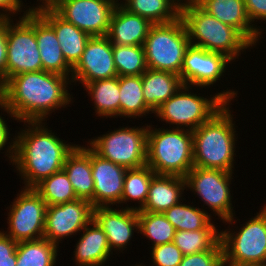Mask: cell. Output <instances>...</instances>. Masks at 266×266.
Returning a JSON list of instances; mask_svg holds the SVG:
<instances>
[{"instance_id":"obj_46","label":"cell","mask_w":266,"mask_h":266,"mask_svg":"<svg viewBox=\"0 0 266 266\" xmlns=\"http://www.w3.org/2000/svg\"><path fill=\"white\" fill-rule=\"evenodd\" d=\"M225 266H262V265H225Z\"/></svg>"},{"instance_id":"obj_6","label":"cell","mask_w":266,"mask_h":266,"mask_svg":"<svg viewBox=\"0 0 266 266\" xmlns=\"http://www.w3.org/2000/svg\"><path fill=\"white\" fill-rule=\"evenodd\" d=\"M190 40V45L210 52L226 55L233 62L253 45L235 28L224 24L204 11L196 2L180 15Z\"/></svg>"},{"instance_id":"obj_34","label":"cell","mask_w":266,"mask_h":266,"mask_svg":"<svg viewBox=\"0 0 266 266\" xmlns=\"http://www.w3.org/2000/svg\"><path fill=\"white\" fill-rule=\"evenodd\" d=\"M138 220L139 233L150 240V247L173 242L176 230L163 213L138 211Z\"/></svg>"},{"instance_id":"obj_7","label":"cell","mask_w":266,"mask_h":266,"mask_svg":"<svg viewBox=\"0 0 266 266\" xmlns=\"http://www.w3.org/2000/svg\"><path fill=\"white\" fill-rule=\"evenodd\" d=\"M260 206L245 224L236 229H230L237 223V217H232L222 223L227 228L220 230V241L223 248L225 265H262L266 266V203ZM233 224V225H232Z\"/></svg>"},{"instance_id":"obj_41","label":"cell","mask_w":266,"mask_h":266,"mask_svg":"<svg viewBox=\"0 0 266 266\" xmlns=\"http://www.w3.org/2000/svg\"><path fill=\"white\" fill-rule=\"evenodd\" d=\"M2 115H4V114H2V112H1V114H0V152H1V150L5 149V152H3V153L5 154V156H7L8 160L10 161L9 165H11L13 162V157H14V143H15V141H14V136H13V138L10 137L13 134H10V129L8 128V123L6 122L7 120ZM9 139H10V141H9Z\"/></svg>"},{"instance_id":"obj_9","label":"cell","mask_w":266,"mask_h":266,"mask_svg":"<svg viewBox=\"0 0 266 266\" xmlns=\"http://www.w3.org/2000/svg\"><path fill=\"white\" fill-rule=\"evenodd\" d=\"M114 129L88 139L87 144L102 158L127 169L146 166L148 123Z\"/></svg>"},{"instance_id":"obj_15","label":"cell","mask_w":266,"mask_h":266,"mask_svg":"<svg viewBox=\"0 0 266 266\" xmlns=\"http://www.w3.org/2000/svg\"><path fill=\"white\" fill-rule=\"evenodd\" d=\"M232 63L224 54L190 45L184 55L180 78L184 85L198 89L210 88L224 78V73Z\"/></svg>"},{"instance_id":"obj_32","label":"cell","mask_w":266,"mask_h":266,"mask_svg":"<svg viewBox=\"0 0 266 266\" xmlns=\"http://www.w3.org/2000/svg\"><path fill=\"white\" fill-rule=\"evenodd\" d=\"M123 8L148 19L152 24L171 23L181 13L167 0H120Z\"/></svg>"},{"instance_id":"obj_2","label":"cell","mask_w":266,"mask_h":266,"mask_svg":"<svg viewBox=\"0 0 266 266\" xmlns=\"http://www.w3.org/2000/svg\"><path fill=\"white\" fill-rule=\"evenodd\" d=\"M23 123L25 127L14 134L12 166L23 180V187L33 188L44 178L63 170L67 155L77 144L56 136L45 121Z\"/></svg>"},{"instance_id":"obj_27","label":"cell","mask_w":266,"mask_h":266,"mask_svg":"<svg viewBox=\"0 0 266 266\" xmlns=\"http://www.w3.org/2000/svg\"><path fill=\"white\" fill-rule=\"evenodd\" d=\"M88 92L90 101H93L97 117L120 118V89L119 76L111 79L97 80L83 85Z\"/></svg>"},{"instance_id":"obj_39","label":"cell","mask_w":266,"mask_h":266,"mask_svg":"<svg viewBox=\"0 0 266 266\" xmlns=\"http://www.w3.org/2000/svg\"><path fill=\"white\" fill-rule=\"evenodd\" d=\"M18 243L0 230V266H16Z\"/></svg>"},{"instance_id":"obj_1","label":"cell","mask_w":266,"mask_h":266,"mask_svg":"<svg viewBox=\"0 0 266 266\" xmlns=\"http://www.w3.org/2000/svg\"><path fill=\"white\" fill-rule=\"evenodd\" d=\"M68 85V77L44 70L17 74L0 88V110L17 122H47L52 112L74 103Z\"/></svg>"},{"instance_id":"obj_47","label":"cell","mask_w":266,"mask_h":266,"mask_svg":"<svg viewBox=\"0 0 266 266\" xmlns=\"http://www.w3.org/2000/svg\"><path fill=\"white\" fill-rule=\"evenodd\" d=\"M106 266H109V264L106 265ZM132 266H133V265H132ZM134 266H146V265H144L143 263H141V264H139V263L137 264V263H136Z\"/></svg>"},{"instance_id":"obj_12","label":"cell","mask_w":266,"mask_h":266,"mask_svg":"<svg viewBox=\"0 0 266 266\" xmlns=\"http://www.w3.org/2000/svg\"><path fill=\"white\" fill-rule=\"evenodd\" d=\"M20 192V193H19ZM8 206V230L3 232L14 241H30L44 237L47 204L33 188L21 187Z\"/></svg>"},{"instance_id":"obj_20","label":"cell","mask_w":266,"mask_h":266,"mask_svg":"<svg viewBox=\"0 0 266 266\" xmlns=\"http://www.w3.org/2000/svg\"><path fill=\"white\" fill-rule=\"evenodd\" d=\"M153 24L117 3L110 20L107 37L112 44L143 46Z\"/></svg>"},{"instance_id":"obj_21","label":"cell","mask_w":266,"mask_h":266,"mask_svg":"<svg viewBox=\"0 0 266 266\" xmlns=\"http://www.w3.org/2000/svg\"><path fill=\"white\" fill-rule=\"evenodd\" d=\"M75 245L73 259L76 266H105L112 254L107 236L92 219L82 230Z\"/></svg>"},{"instance_id":"obj_14","label":"cell","mask_w":266,"mask_h":266,"mask_svg":"<svg viewBox=\"0 0 266 266\" xmlns=\"http://www.w3.org/2000/svg\"><path fill=\"white\" fill-rule=\"evenodd\" d=\"M93 209L92 204L84 199L47 206L44 238L59 246L62 239L81 234L93 219Z\"/></svg>"},{"instance_id":"obj_16","label":"cell","mask_w":266,"mask_h":266,"mask_svg":"<svg viewBox=\"0 0 266 266\" xmlns=\"http://www.w3.org/2000/svg\"><path fill=\"white\" fill-rule=\"evenodd\" d=\"M116 76L113 44L107 36L90 37L80 60L72 68L71 83L79 82L83 86Z\"/></svg>"},{"instance_id":"obj_4","label":"cell","mask_w":266,"mask_h":266,"mask_svg":"<svg viewBox=\"0 0 266 266\" xmlns=\"http://www.w3.org/2000/svg\"><path fill=\"white\" fill-rule=\"evenodd\" d=\"M191 89L192 86L183 84L172 97L163 102L153 113L159 118L158 121L173 125L168 128L193 131L210 120L227 103L234 102L238 94V91L227 88L209 98L199 96L200 93L194 94Z\"/></svg>"},{"instance_id":"obj_45","label":"cell","mask_w":266,"mask_h":266,"mask_svg":"<svg viewBox=\"0 0 266 266\" xmlns=\"http://www.w3.org/2000/svg\"><path fill=\"white\" fill-rule=\"evenodd\" d=\"M169 1L180 13H182L186 8L192 5L195 0H167Z\"/></svg>"},{"instance_id":"obj_5","label":"cell","mask_w":266,"mask_h":266,"mask_svg":"<svg viewBox=\"0 0 266 266\" xmlns=\"http://www.w3.org/2000/svg\"><path fill=\"white\" fill-rule=\"evenodd\" d=\"M151 124V125H150ZM147 129L146 165L156 174L185 177L194 167L192 131L176 128Z\"/></svg>"},{"instance_id":"obj_18","label":"cell","mask_w":266,"mask_h":266,"mask_svg":"<svg viewBox=\"0 0 266 266\" xmlns=\"http://www.w3.org/2000/svg\"><path fill=\"white\" fill-rule=\"evenodd\" d=\"M94 179V208L117 206L121 202L127 168L102 158L91 148Z\"/></svg>"},{"instance_id":"obj_25","label":"cell","mask_w":266,"mask_h":266,"mask_svg":"<svg viewBox=\"0 0 266 266\" xmlns=\"http://www.w3.org/2000/svg\"><path fill=\"white\" fill-rule=\"evenodd\" d=\"M185 178L156 174L150 183L147 200L139 211L163 213L183 200Z\"/></svg>"},{"instance_id":"obj_43","label":"cell","mask_w":266,"mask_h":266,"mask_svg":"<svg viewBox=\"0 0 266 266\" xmlns=\"http://www.w3.org/2000/svg\"><path fill=\"white\" fill-rule=\"evenodd\" d=\"M24 5L22 0H0V19H13L16 14L24 16L26 14Z\"/></svg>"},{"instance_id":"obj_24","label":"cell","mask_w":266,"mask_h":266,"mask_svg":"<svg viewBox=\"0 0 266 266\" xmlns=\"http://www.w3.org/2000/svg\"><path fill=\"white\" fill-rule=\"evenodd\" d=\"M35 37L38 43L43 70L68 77L72 67L66 62L54 29L35 13Z\"/></svg>"},{"instance_id":"obj_35","label":"cell","mask_w":266,"mask_h":266,"mask_svg":"<svg viewBox=\"0 0 266 266\" xmlns=\"http://www.w3.org/2000/svg\"><path fill=\"white\" fill-rule=\"evenodd\" d=\"M113 56L118 76H139L148 69L143 46L113 44Z\"/></svg>"},{"instance_id":"obj_38","label":"cell","mask_w":266,"mask_h":266,"mask_svg":"<svg viewBox=\"0 0 266 266\" xmlns=\"http://www.w3.org/2000/svg\"><path fill=\"white\" fill-rule=\"evenodd\" d=\"M150 253L151 266H179L184 256L173 242L151 247Z\"/></svg>"},{"instance_id":"obj_26","label":"cell","mask_w":266,"mask_h":266,"mask_svg":"<svg viewBox=\"0 0 266 266\" xmlns=\"http://www.w3.org/2000/svg\"><path fill=\"white\" fill-rule=\"evenodd\" d=\"M141 76L144 100L153 112L183 85L179 75L167 71L148 68Z\"/></svg>"},{"instance_id":"obj_29","label":"cell","mask_w":266,"mask_h":266,"mask_svg":"<svg viewBox=\"0 0 266 266\" xmlns=\"http://www.w3.org/2000/svg\"><path fill=\"white\" fill-rule=\"evenodd\" d=\"M120 118H141L154 113L145 103L142 76H119Z\"/></svg>"},{"instance_id":"obj_31","label":"cell","mask_w":266,"mask_h":266,"mask_svg":"<svg viewBox=\"0 0 266 266\" xmlns=\"http://www.w3.org/2000/svg\"><path fill=\"white\" fill-rule=\"evenodd\" d=\"M155 175L156 173L147 165L141 168L127 169L121 202L117 207L124 208L123 204H125V208L139 211L147 200L149 186ZM132 201L136 202L138 206L127 204Z\"/></svg>"},{"instance_id":"obj_37","label":"cell","mask_w":266,"mask_h":266,"mask_svg":"<svg viewBox=\"0 0 266 266\" xmlns=\"http://www.w3.org/2000/svg\"><path fill=\"white\" fill-rule=\"evenodd\" d=\"M179 266H225L221 241L210 250L184 255Z\"/></svg>"},{"instance_id":"obj_3","label":"cell","mask_w":266,"mask_h":266,"mask_svg":"<svg viewBox=\"0 0 266 266\" xmlns=\"http://www.w3.org/2000/svg\"><path fill=\"white\" fill-rule=\"evenodd\" d=\"M227 103L210 120L192 131L193 164L195 167L234 173V157L238 141L235 116Z\"/></svg>"},{"instance_id":"obj_36","label":"cell","mask_w":266,"mask_h":266,"mask_svg":"<svg viewBox=\"0 0 266 266\" xmlns=\"http://www.w3.org/2000/svg\"><path fill=\"white\" fill-rule=\"evenodd\" d=\"M220 240L219 229H199L195 231H176L173 243L183 255L210 250Z\"/></svg>"},{"instance_id":"obj_42","label":"cell","mask_w":266,"mask_h":266,"mask_svg":"<svg viewBox=\"0 0 266 266\" xmlns=\"http://www.w3.org/2000/svg\"><path fill=\"white\" fill-rule=\"evenodd\" d=\"M7 19H0V88L6 83Z\"/></svg>"},{"instance_id":"obj_19","label":"cell","mask_w":266,"mask_h":266,"mask_svg":"<svg viewBox=\"0 0 266 266\" xmlns=\"http://www.w3.org/2000/svg\"><path fill=\"white\" fill-rule=\"evenodd\" d=\"M207 13L237 29L255 48L263 34L250 21L244 0H195Z\"/></svg>"},{"instance_id":"obj_30","label":"cell","mask_w":266,"mask_h":266,"mask_svg":"<svg viewBox=\"0 0 266 266\" xmlns=\"http://www.w3.org/2000/svg\"><path fill=\"white\" fill-rule=\"evenodd\" d=\"M59 247L44 237L18 242L16 266H56Z\"/></svg>"},{"instance_id":"obj_11","label":"cell","mask_w":266,"mask_h":266,"mask_svg":"<svg viewBox=\"0 0 266 266\" xmlns=\"http://www.w3.org/2000/svg\"><path fill=\"white\" fill-rule=\"evenodd\" d=\"M233 174L218 169L193 167L185 175L186 191L190 189L208 206L213 216H218L224 222L235 216L233 209V196L231 195V182ZM215 213V214H214Z\"/></svg>"},{"instance_id":"obj_33","label":"cell","mask_w":266,"mask_h":266,"mask_svg":"<svg viewBox=\"0 0 266 266\" xmlns=\"http://www.w3.org/2000/svg\"><path fill=\"white\" fill-rule=\"evenodd\" d=\"M33 189L46 202L47 206L58 205L78 199L64 170L44 178Z\"/></svg>"},{"instance_id":"obj_10","label":"cell","mask_w":266,"mask_h":266,"mask_svg":"<svg viewBox=\"0 0 266 266\" xmlns=\"http://www.w3.org/2000/svg\"><path fill=\"white\" fill-rule=\"evenodd\" d=\"M14 19H7L6 82L20 73L43 70L35 37V13Z\"/></svg>"},{"instance_id":"obj_17","label":"cell","mask_w":266,"mask_h":266,"mask_svg":"<svg viewBox=\"0 0 266 266\" xmlns=\"http://www.w3.org/2000/svg\"><path fill=\"white\" fill-rule=\"evenodd\" d=\"M93 219L106 234L112 254L113 251L117 254L119 251L127 250L134 232L139 233L138 211L133 209L95 207Z\"/></svg>"},{"instance_id":"obj_8","label":"cell","mask_w":266,"mask_h":266,"mask_svg":"<svg viewBox=\"0 0 266 266\" xmlns=\"http://www.w3.org/2000/svg\"><path fill=\"white\" fill-rule=\"evenodd\" d=\"M189 46V35L181 17L171 23L153 24L143 44L147 67L180 76Z\"/></svg>"},{"instance_id":"obj_13","label":"cell","mask_w":266,"mask_h":266,"mask_svg":"<svg viewBox=\"0 0 266 266\" xmlns=\"http://www.w3.org/2000/svg\"><path fill=\"white\" fill-rule=\"evenodd\" d=\"M116 0H62L53 10L67 22L94 36H107Z\"/></svg>"},{"instance_id":"obj_23","label":"cell","mask_w":266,"mask_h":266,"mask_svg":"<svg viewBox=\"0 0 266 266\" xmlns=\"http://www.w3.org/2000/svg\"><path fill=\"white\" fill-rule=\"evenodd\" d=\"M55 31L63 56L73 68L80 60L90 35L60 17L54 10L38 13Z\"/></svg>"},{"instance_id":"obj_44","label":"cell","mask_w":266,"mask_h":266,"mask_svg":"<svg viewBox=\"0 0 266 266\" xmlns=\"http://www.w3.org/2000/svg\"><path fill=\"white\" fill-rule=\"evenodd\" d=\"M38 5L26 6V13H39L45 10H53L62 0H37ZM41 2V3H40ZM29 7V8H28Z\"/></svg>"},{"instance_id":"obj_28","label":"cell","mask_w":266,"mask_h":266,"mask_svg":"<svg viewBox=\"0 0 266 266\" xmlns=\"http://www.w3.org/2000/svg\"><path fill=\"white\" fill-rule=\"evenodd\" d=\"M183 200L163 212L166 219L174 226L176 231H195L199 229H217L215 222L205 208L184 203Z\"/></svg>"},{"instance_id":"obj_22","label":"cell","mask_w":266,"mask_h":266,"mask_svg":"<svg viewBox=\"0 0 266 266\" xmlns=\"http://www.w3.org/2000/svg\"><path fill=\"white\" fill-rule=\"evenodd\" d=\"M63 170L78 199L89 201L94 207V179L91 168V147L77 144L67 155Z\"/></svg>"},{"instance_id":"obj_40","label":"cell","mask_w":266,"mask_h":266,"mask_svg":"<svg viewBox=\"0 0 266 266\" xmlns=\"http://www.w3.org/2000/svg\"><path fill=\"white\" fill-rule=\"evenodd\" d=\"M244 3L247 15L253 26L261 33L264 32L262 28L260 29V27L255 24L259 21H266V0H244Z\"/></svg>"}]
</instances>
